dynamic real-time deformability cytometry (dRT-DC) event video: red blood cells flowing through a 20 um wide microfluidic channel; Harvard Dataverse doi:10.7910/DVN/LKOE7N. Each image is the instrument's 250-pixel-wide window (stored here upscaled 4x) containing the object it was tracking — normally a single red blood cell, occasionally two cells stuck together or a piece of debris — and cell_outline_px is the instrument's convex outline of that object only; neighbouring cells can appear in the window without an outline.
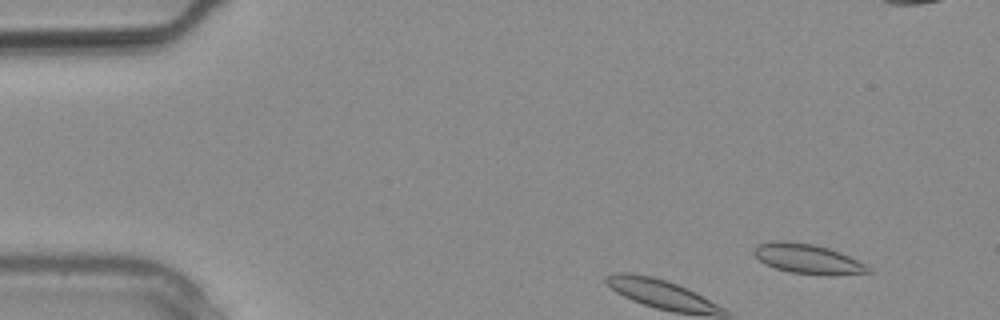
{"species": "common noctule bat (a hibernating species)", "species_latin": "Nyctalus noctula", "temperature_condition": "warm", "stored_images_in_passage": 7, "camera_frame_rate_fps": 3000, "um_per_image_px": 0.085, "animal": {"sex": "male", "body_mass_g": 20.4}, "frame": {"image": 1, "passage_image": 3, "time_ms": 0.667, "image_size_px": [1000, 320], "cell_outline_px": [[872, 272], [828, 276], [788, 272], [764, 264], [752, 252], [752, 248], [756, 244], [776, 240], [784, 240], [812, 244], [828, 248], [840, 252], [872, 268]], "centroid_in_image_um": [68.61, 22.0], "position_along_channel_um": 16.4, "area_um2": 20.0}}